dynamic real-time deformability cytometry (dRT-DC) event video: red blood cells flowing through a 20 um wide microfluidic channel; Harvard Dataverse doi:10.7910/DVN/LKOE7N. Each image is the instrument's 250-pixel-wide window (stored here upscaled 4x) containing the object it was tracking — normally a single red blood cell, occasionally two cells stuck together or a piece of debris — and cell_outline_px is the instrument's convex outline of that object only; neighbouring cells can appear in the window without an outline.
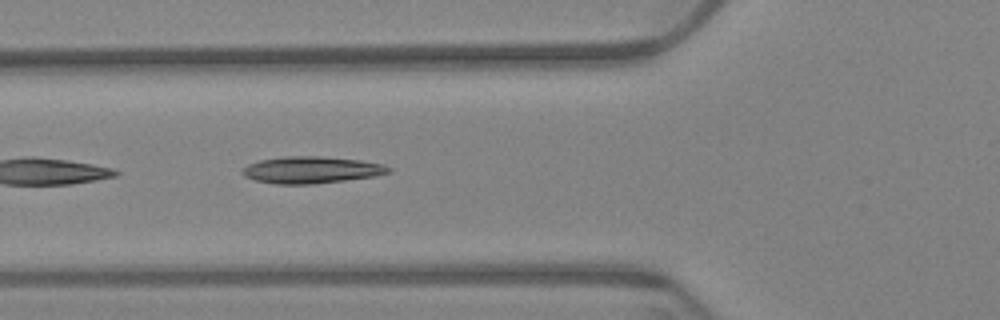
{"species": "Egyptian fruit bat (a non-hibernating species)", "species_latin": "Rousettus aegyptiacus", "temperature_condition": "warm", "stored_images_in_passage": 21, "camera_frame_rate_fps": 3000, "um_per_image_px": 0.085, "animal": {"sex": "female"}, "frame": {"image": 1, "passage_image": 4, "time_ms": 1.0, "image_size_px": [1000, 320], "cell_outline_px": [[392, 172], [376, 176], [312, 184], [276, 184], [256, 180], [244, 176], [240, 172], [248, 164], [260, 160], [284, 156], [320, 156], [360, 160], [384, 164], [392, 168]], "centroid_in_image_um": [26.49, 14.44], "position_along_channel_um": 99.3, "area_um2": 22.89}}
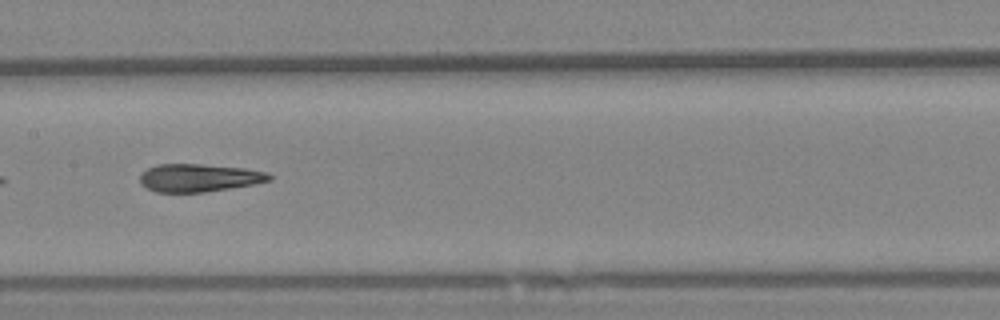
{"frame": {"image": 2, "passage_image": 12, "time_ms": 3.667, "image_size_px": [1000, 320], "cell_outline_px": [[272, 180], [252, 184], [204, 192], [156, 192], [140, 184], [140, 176], [148, 168], [156, 164], [200, 164], [244, 168], [268, 172], [272, 176]], "centroid_in_image_um": [16.91, 15.11], "position_along_channel_um": 190.5, "area_um2": 20.87}}